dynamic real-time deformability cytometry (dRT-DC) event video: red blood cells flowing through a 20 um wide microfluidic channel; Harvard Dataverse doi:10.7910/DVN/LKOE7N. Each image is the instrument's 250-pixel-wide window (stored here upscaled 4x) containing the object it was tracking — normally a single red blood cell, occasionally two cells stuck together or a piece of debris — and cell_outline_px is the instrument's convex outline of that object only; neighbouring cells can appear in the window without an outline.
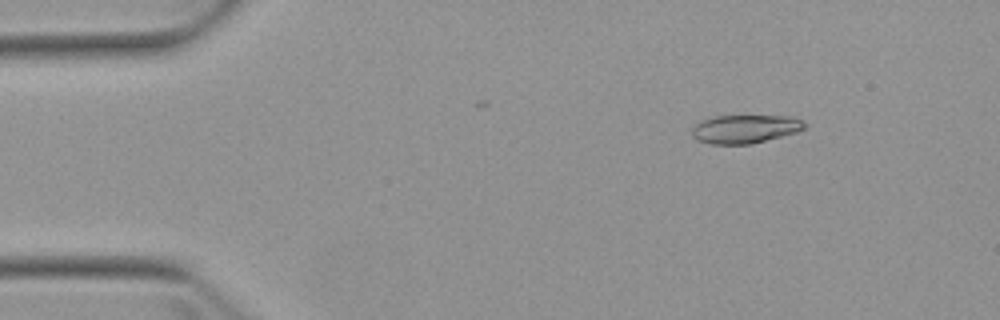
{"species": "Egyptian fruit bat (a non-hibernating species)", "species_latin": "Rousettus aegyptiacus", "temperature_condition": "warm", "stored_images_in_passage": 5, "camera_frame_rate_fps": 3000, "um_per_image_px": 0.085, "animal": {"sex": "female"}, "frame": {"image": 1, "passage_image": 2, "time_ms": 1.0, "image_size_px": [1000, 320], "cell_outline_px": [[808, 124], [804, 128], [796, 132], [752, 144], [712, 144], [696, 140], [692, 136], [692, 124], [700, 120], [712, 116], [792, 116], [804, 120]], "centroid_in_image_um": [63.3, 10.95], "position_along_channel_um": 21.7, "area_um2": 18.96}}